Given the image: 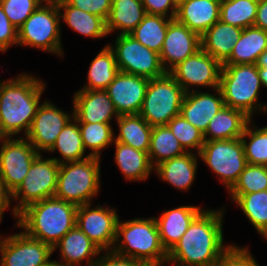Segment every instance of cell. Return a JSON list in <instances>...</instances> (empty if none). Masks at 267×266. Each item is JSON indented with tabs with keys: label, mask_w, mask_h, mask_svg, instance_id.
I'll return each instance as SVG.
<instances>
[{
	"label": "cell",
	"mask_w": 267,
	"mask_h": 266,
	"mask_svg": "<svg viewBox=\"0 0 267 266\" xmlns=\"http://www.w3.org/2000/svg\"><path fill=\"white\" fill-rule=\"evenodd\" d=\"M224 210H203L168 252L173 266H214L233 247L223 243Z\"/></svg>",
	"instance_id": "cell-1"
},
{
	"label": "cell",
	"mask_w": 267,
	"mask_h": 266,
	"mask_svg": "<svg viewBox=\"0 0 267 266\" xmlns=\"http://www.w3.org/2000/svg\"><path fill=\"white\" fill-rule=\"evenodd\" d=\"M44 89L42 80L27 73L0 82V137L28 133Z\"/></svg>",
	"instance_id": "cell-2"
},
{
	"label": "cell",
	"mask_w": 267,
	"mask_h": 266,
	"mask_svg": "<svg viewBox=\"0 0 267 266\" xmlns=\"http://www.w3.org/2000/svg\"><path fill=\"white\" fill-rule=\"evenodd\" d=\"M77 205L56 197L34 202L19 212L17 226L31 238L54 246L76 225Z\"/></svg>",
	"instance_id": "cell-3"
},
{
	"label": "cell",
	"mask_w": 267,
	"mask_h": 266,
	"mask_svg": "<svg viewBox=\"0 0 267 266\" xmlns=\"http://www.w3.org/2000/svg\"><path fill=\"white\" fill-rule=\"evenodd\" d=\"M111 251L148 266H166L164 264L168 260V253L160 241L155 217L118 221L116 238Z\"/></svg>",
	"instance_id": "cell-4"
},
{
	"label": "cell",
	"mask_w": 267,
	"mask_h": 266,
	"mask_svg": "<svg viewBox=\"0 0 267 266\" xmlns=\"http://www.w3.org/2000/svg\"><path fill=\"white\" fill-rule=\"evenodd\" d=\"M261 86L255 64H223L219 88L226 106L243 111L251 119L256 110L267 112L266 104L257 103Z\"/></svg>",
	"instance_id": "cell-5"
},
{
	"label": "cell",
	"mask_w": 267,
	"mask_h": 266,
	"mask_svg": "<svg viewBox=\"0 0 267 266\" xmlns=\"http://www.w3.org/2000/svg\"><path fill=\"white\" fill-rule=\"evenodd\" d=\"M100 189V158L60 164L54 197L77 206L89 204Z\"/></svg>",
	"instance_id": "cell-6"
},
{
	"label": "cell",
	"mask_w": 267,
	"mask_h": 266,
	"mask_svg": "<svg viewBox=\"0 0 267 266\" xmlns=\"http://www.w3.org/2000/svg\"><path fill=\"white\" fill-rule=\"evenodd\" d=\"M185 91L173 76L164 75L149 80L139 115L151 126H166L180 114Z\"/></svg>",
	"instance_id": "cell-7"
},
{
	"label": "cell",
	"mask_w": 267,
	"mask_h": 266,
	"mask_svg": "<svg viewBox=\"0 0 267 266\" xmlns=\"http://www.w3.org/2000/svg\"><path fill=\"white\" fill-rule=\"evenodd\" d=\"M61 21L57 4L42 3L17 29V45L38 48L61 56Z\"/></svg>",
	"instance_id": "cell-8"
},
{
	"label": "cell",
	"mask_w": 267,
	"mask_h": 266,
	"mask_svg": "<svg viewBox=\"0 0 267 266\" xmlns=\"http://www.w3.org/2000/svg\"><path fill=\"white\" fill-rule=\"evenodd\" d=\"M59 167L53 158L43 159L41 153L34 159L24 180L12 193V200H19L12 210L14 218L28 205L54 197Z\"/></svg>",
	"instance_id": "cell-9"
},
{
	"label": "cell",
	"mask_w": 267,
	"mask_h": 266,
	"mask_svg": "<svg viewBox=\"0 0 267 266\" xmlns=\"http://www.w3.org/2000/svg\"><path fill=\"white\" fill-rule=\"evenodd\" d=\"M199 158L218 175L228 191L247 165L241 138L205 141Z\"/></svg>",
	"instance_id": "cell-10"
},
{
	"label": "cell",
	"mask_w": 267,
	"mask_h": 266,
	"mask_svg": "<svg viewBox=\"0 0 267 266\" xmlns=\"http://www.w3.org/2000/svg\"><path fill=\"white\" fill-rule=\"evenodd\" d=\"M109 47L114 51L119 71L144 77L157 78L166 73L160 54L150 50L131 35H118Z\"/></svg>",
	"instance_id": "cell-11"
},
{
	"label": "cell",
	"mask_w": 267,
	"mask_h": 266,
	"mask_svg": "<svg viewBox=\"0 0 267 266\" xmlns=\"http://www.w3.org/2000/svg\"><path fill=\"white\" fill-rule=\"evenodd\" d=\"M53 247L29 237L24 232L0 235V266H54L50 260Z\"/></svg>",
	"instance_id": "cell-12"
},
{
	"label": "cell",
	"mask_w": 267,
	"mask_h": 266,
	"mask_svg": "<svg viewBox=\"0 0 267 266\" xmlns=\"http://www.w3.org/2000/svg\"><path fill=\"white\" fill-rule=\"evenodd\" d=\"M0 177L13 193L27 175L34 159L40 154L24 137H0Z\"/></svg>",
	"instance_id": "cell-13"
},
{
	"label": "cell",
	"mask_w": 267,
	"mask_h": 266,
	"mask_svg": "<svg viewBox=\"0 0 267 266\" xmlns=\"http://www.w3.org/2000/svg\"><path fill=\"white\" fill-rule=\"evenodd\" d=\"M119 221L118 214L113 208H91V203L80 205L76 211V225L102 251H111Z\"/></svg>",
	"instance_id": "cell-14"
},
{
	"label": "cell",
	"mask_w": 267,
	"mask_h": 266,
	"mask_svg": "<svg viewBox=\"0 0 267 266\" xmlns=\"http://www.w3.org/2000/svg\"><path fill=\"white\" fill-rule=\"evenodd\" d=\"M223 64L202 48L195 54L180 62L169 73L183 88L185 93L191 92V86L219 87Z\"/></svg>",
	"instance_id": "cell-15"
},
{
	"label": "cell",
	"mask_w": 267,
	"mask_h": 266,
	"mask_svg": "<svg viewBox=\"0 0 267 266\" xmlns=\"http://www.w3.org/2000/svg\"><path fill=\"white\" fill-rule=\"evenodd\" d=\"M73 118L65 111L58 109L54 103L44 101L37 109L31 127L25 138L35 147L38 153L48 151L55 143L59 133Z\"/></svg>",
	"instance_id": "cell-16"
},
{
	"label": "cell",
	"mask_w": 267,
	"mask_h": 266,
	"mask_svg": "<svg viewBox=\"0 0 267 266\" xmlns=\"http://www.w3.org/2000/svg\"><path fill=\"white\" fill-rule=\"evenodd\" d=\"M201 49V36L176 19L169 22L160 52V61L166 72Z\"/></svg>",
	"instance_id": "cell-17"
},
{
	"label": "cell",
	"mask_w": 267,
	"mask_h": 266,
	"mask_svg": "<svg viewBox=\"0 0 267 266\" xmlns=\"http://www.w3.org/2000/svg\"><path fill=\"white\" fill-rule=\"evenodd\" d=\"M149 79L119 71L105 91L120 115L139 114Z\"/></svg>",
	"instance_id": "cell-18"
},
{
	"label": "cell",
	"mask_w": 267,
	"mask_h": 266,
	"mask_svg": "<svg viewBox=\"0 0 267 266\" xmlns=\"http://www.w3.org/2000/svg\"><path fill=\"white\" fill-rule=\"evenodd\" d=\"M73 118L78 123H110L117 120L114 104L105 90H78L73 97Z\"/></svg>",
	"instance_id": "cell-19"
},
{
	"label": "cell",
	"mask_w": 267,
	"mask_h": 266,
	"mask_svg": "<svg viewBox=\"0 0 267 266\" xmlns=\"http://www.w3.org/2000/svg\"><path fill=\"white\" fill-rule=\"evenodd\" d=\"M215 91L217 95L191 88V92L185 93L181 104L180 114L203 134L210 120L225 106L220 88Z\"/></svg>",
	"instance_id": "cell-20"
},
{
	"label": "cell",
	"mask_w": 267,
	"mask_h": 266,
	"mask_svg": "<svg viewBox=\"0 0 267 266\" xmlns=\"http://www.w3.org/2000/svg\"><path fill=\"white\" fill-rule=\"evenodd\" d=\"M57 248L60 250L59 256L62 261L53 260L54 266H77L81 265L84 259H87V266H90L97 260L99 253H102V250L77 225L53 246V251Z\"/></svg>",
	"instance_id": "cell-21"
},
{
	"label": "cell",
	"mask_w": 267,
	"mask_h": 266,
	"mask_svg": "<svg viewBox=\"0 0 267 266\" xmlns=\"http://www.w3.org/2000/svg\"><path fill=\"white\" fill-rule=\"evenodd\" d=\"M203 211L198 206H179L163 212L155 218L160 241L168 253L181 239L192 221Z\"/></svg>",
	"instance_id": "cell-22"
},
{
	"label": "cell",
	"mask_w": 267,
	"mask_h": 266,
	"mask_svg": "<svg viewBox=\"0 0 267 266\" xmlns=\"http://www.w3.org/2000/svg\"><path fill=\"white\" fill-rule=\"evenodd\" d=\"M221 0H186L177 8L175 19L202 36L219 21Z\"/></svg>",
	"instance_id": "cell-23"
},
{
	"label": "cell",
	"mask_w": 267,
	"mask_h": 266,
	"mask_svg": "<svg viewBox=\"0 0 267 266\" xmlns=\"http://www.w3.org/2000/svg\"><path fill=\"white\" fill-rule=\"evenodd\" d=\"M193 153L194 151L186 152L182 156L161 162L154 170L164 182L170 183L179 191L188 190L194 182L198 165L199 154Z\"/></svg>",
	"instance_id": "cell-24"
},
{
	"label": "cell",
	"mask_w": 267,
	"mask_h": 266,
	"mask_svg": "<svg viewBox=\"0 0 267 266\" xmlns=\"http://www.w3.org/2000/svg\"><path fill=\"white\" fill-rule=\"evenodd\" d=\"M243 29L217 21L201 36V48L222 64L230 57Z\"/></svg>",
	"instance_id": "cell-25"
},
{
	"label": "cell",
	"mask_w": 267,
	"mask_h": 266,
	"mask_svg": "<svg viewBox=\"0 0 267 266\" xmlns=\"http://www.w3.org/2000/svg\"><path fill=\"white\" fill-rule=\"evenodd\" d=\"M250 120L251 118L243 111L225 105L210 120L207 130L203 134L204 141L241 138Z\"/></svg>",
	"instance_id": "cell-26"
},
{
	"label": "cell",
	"mask_w": 267,
	"mask_h": 266,
	"mask_svg": "<svg viewBox=\"0 0 267 266\" xmlns=\"http://www.w3.org/2000/svg\"><path fill=\"white\" fill-rule=\"evenodd\" d=\"M115 162L125 179L129 181H144L154 167L151 164L149 154L137 150L129 145L114 140Z\"/></svg>",
	"instance_id": "cell-27"
},
{
	"label": "cell",
	"mask_w": 267,
	"mask_h": 266,
	"mask_svg": "<svg viewBox=\"0 0 267 266\" xmlns=\"http://www.w3.org/2000/svg\"><path fill=\"white\" fill-rule=\"evenodd\" d=\"M141 0H112V7L106 20L107 32L120 30L119 35H129L146 15Z\"/></svg>",
	"instance_id": "cell-28"
},
{
	"label": "cell",
	"mask_w": 267,
	"mask_h": 266,
	"mask_svg": "<svg viewBox=\"0 0 267 266\" xmlns=\"http://www.w3.org/2000/svg\"><path fill=\"white\" fill-rule=\"evenodd\" d=\"M267 49V31L256 26L243 29L230 57L223 64H255Z\"/></svg>",
	"instance_id": "cell-29"
},
{
	"label": "cell",
	"mask_w": 267,
	"mask_h": 266,
	"mask_svg": "<svg viewBox=\"0 0 267 266\" xmlns=\"http://www.w3.org/2000/svg\"><path fill=\"white\" fill-rule=\"evenodd\" d=\"M57 5L63 21L79 34L95 39L109 35L104 18L73 7L66 1ZM62 10L64 13L61 12Z\"/></svg>",
	"instance_id": "cell-30"
},
{
	"label": "cell",
	"mask_w": 267,
	"mask_h": 266,
	"mask_svg": "<svg viewBox=\"0 0 267 266\" xmlns=\"http://www.w3.org/2000/svg\"><path fill=\"white\" fill-rule=\"evenodd\" d=\"M115 141L148 153L152 128L139 114L120 115Z\"/></svg>",
	"instance_id": "cell-31"
},
{
	"label": "cell",
	"mask_w": 267,
	"mask_h": 266,
	"mask_svg": "<svg viewBox=\"0 0 267 266\" xmlns=\"http://www.w3.org/2000/svg\"><path fill=\"white\" fill-rule=\"evenodd\" d=\"M59 151L62 159L53 158L59 164L82 161L89 157L86 156L85 148L82 141V136L78 122L72 118L59 133L55 143L47 152Z\"/></svg>",
	"instance_id": "cell-32"
},
{
	"label": "cell",
	"mask_w": 267,
	"mask_h": 266,
	"mask_svg": "<svg viewBox=\"0 0 267 266\" xmlns=\"http://www.w3.org/2000/svg\"><path fill=\"white\" fill-rule=\"evenodd\" d=\"M118 72L114 51L107 44L92 60L88 71V82L81 89L105 90Z\"/></svg>",
	"instance_id": "cell-33"
},
{
	"label": "cell",
	"mask_w": 267,
	"mask_h": 266,
	"mask_svg": "<svg viewBox=\"0 0 267 266\" xmlns=\"http://www.w3.org/2000/svg\"><path fill=\"white\" fill-rule=\"evenodd\" d=\"M186 152L167 126L152 128L148 154L154 168L161 162L182 156Z\"/></svg>",
	"instance_id": "cell-34"
},
{
	"label": "cell",
	"mask_w": 267,
	"mask_h": 266,
	"mask_svg": "<svg viewBox=\"0 0 267 266\" xmlns=\"http://www.w3.org/2000/svg\"><path fill=\"white\" fill-rule=\"evenodd\" d=\"M171 20V18L160 15L146 14L129 35L150 50L160 54Z\"/></svg>",
	"instance_id": "cell-35"
},
{
	"label": "cell",
	"mask_w": 267,
	"mask_h": 266,
	"mask_svg": "<svg viewBox=\"0 0 267 266\" xmlns=\"http://www.w3.org/2000/svg\"><path fill=\"white\" fill-rule=\"evenodd\" d=\"M257 232H267V190L249 194H230Z\"/></svg>",
	"instance_id": "cell-36"
},
{
	"label": "cell",
	"mask_w": 267,
	"mask_h": 266,
	"mask_svg": "<svg viewBox=\"0 0 267 266\" xmlns=\"http://www.w3.org/2000/svg\"><path fill=\"white\" fill-rule=\"evenodd\" d=\"M258 0H221L219 20L245 29L254 26Z\"/></svg>",
	"instance_id": "cell-37"
},
{
	"label": "cell",
	"mask_w": 267,
	"mask_h": 266,
	"mask_svg": "<svg viewBox=\"0 0 267 266\" xmlns=\"http://www.w3.org/2000/svg\"><path fill=\"white\" fill-rule=\"evenodd\" d=\"M251 122L252 119L241 136L247 164L267 166V126L258 129ZM248 137L249 142L246 141Z\"/></svg>",
	"instance_id": "cell-38"
},
{
	"label": "cell",
	"mask_w": 267,
	"mask_h": 266,
	"mask_svg": "<svg viewBox=\"0 0 267 266\" xmlns=\"http://www.w3.org/2000/svg\"><path fill=\"white\" fill-rule=\"evenodd\" d=\"M85 150L89 148L91 157L101 156L102 149L107 148L115 140L110 123H78Z\"/></svg>",
	"instance_id": "cell-39"
},
{
	"label": "cell",
	"mask_w": 267,
	"mask_h": 266,
	"mask_svg": "<svg viewBox=\"0 0 267 266\" xmlns=\"http://www.w3.org/2000/svg\"><path fill=\"white\" fill-rule=\"evenodd\" d=\"M166 126L185 151L192 152L194 149L199 154L205 141L203 133L198 128L190 124L181 114L172 118Z\"/></svg>",
	"instance_id": "cell-40"
},
{
	"label": "cell",
	"mask_w": 267,
	"mask_h": 266,
	"mask_svg": "<svg viewBox=\"0 0 267 266\" xmlns=\"http://www.w3.org/2000/svg\"><path fill=\"white\" fill-rule=\"evenodd\" d=\"M267 190V166L247 164L230 194H249Z\"/></svg>",
	"instance_id": "cell-41"
},
{
	"label": "cell",
	"mask_w": 267,
	"mask_h": 266,
	"mask_svg": "<svg viewBox=\"0 0 267 266\" xmlns=\"http://www.w3.org/2000/svg\"><path fill=\"white\" fill-rule=\"evenodd\" d=\"M9 21L18 29L42 4L41 0H0Z\"/></svg>",
	"instance_id": "cell-42"
},
{
	"label": "cell",
	"mask_w": 267,
	"mask_h": 266,
	"mask_svg": "<svg viewBox=\"0 0 267 266\" xmlns=\"http://www.w3.org/2000/svg\"><path fill=\"white\" fill-rule=\"evenodd\" d=\"M69 5L76 7L82 11L97 15L108 19L112 0H65Z\"/></svg>",
	"instance_id": "cell-43"
},
{
	"label": "cell",
	"mask_w": 267,
	"mask_h": 266,
	"mask_svg": "<svg viewBox=\"0 0 267 266\" xmlns=\"http://www.w3.org/2000/svg\"><path fill=\"white\" fill-rule=\"evenodd\" d=\"M17 28L9 21L0 4V52H5L10 46L17 45Z\"/></svg>",
	"instance_id": "cell-44"
},
{
	"label": "cell",
	"mask_w": 267,
	"mask_h": 266,
	"mask_svg": "<svg viewBox=\"0 0 267 266\" xmlns=\"http://www.w3.org/2000/svg\"><path fill=\"white\" fill-rule=\"evenodd\" d=\"M147 14L175 19L177 7L172 0H141ZM171 9V11H169ZM170 12V14L168 13Z\"/></svg>",
	"instance_id": "cell-45"
},
{
	"label": "cell",
	"mask_w": 267,
	"mask_h": 266,
	"mask_svg": "<svg viewBox=\"0 0 267 266\" xmlns=\"http://www.w3.org/2000/svg\"><path fill=\"white\" fill-rule=\"evenodd\" d=\"M90 266H148L138 260L123 257L112 251H106L104 256L97 258Z\"/></svg>",
	"instance_id": "cell-46"
},
{
	"label": "cell",
	"mask_w": 267,
	"mask_h": 266,
	"mask_svg": "<svg viewBox=\"0 0 267 266\" xmlns=\"http://www.w3.org/2000/svg\"><path fill=\"white\" fill-rule=\"evenodd\" d=\"M254 26L267 31V0H258Z\"/></svg>",
	"instance_id": "cell-47"
},
{
	"label": "cell",
	"mask_w": 267,
	"mask_h": 266,
	"mask_svg": "<svg viewBox=\"0 0 267 266\" xmlns=\"http://www.w3.org/2000/svg\"><path fill=\"white\" fill-rule=\"evenodd\" d=\"M12 192L6 187L4 181L0 177V222L6 209L12 201Z\"/></svg>",
	"instance_id": "cell-48"
},
{
	"label": "cell",
	"mask_w": 267,
	"mask_h": 266,
	"mask_svg": "<svg viewBox=\"0 0 267 266\" xmlns=\"http://www.w3.org/2000/svg\"><path fill=\"white\" fill-rule=\"evenodd\" d=\"M214 266H239V246L233 245L228 254Z\"/></svg>",
	"instance_id": "cell-49"
},
{
	"label": "cell",
	"mask_w": 267,
	"mask_h": 266,
	"mask_svg": "<svg viewBox=\"0 0 267 266\" xmlns=\"http://www.w3.org/2000/svg\"><path fill=\"white\" fill-rule=\"evenodd\" d=\"M239 266H259L248 247H239Z\"/></svg>",
	"instance_id": "cell-50"
},
{
	"label": "cell",
	"mask_w": 267,
	"mask_h": 266,
	"mask_svg": "<svg viewBox=\"0 0 267 266\" xmlns=\"http://www.w3.org/2000/svg\"><path fill=\"white\" fill-rule=\"evenodd\" d=\"M262 85L267 88V66H256Z\"/></svg>",
	"instance_id": "cell-51"
},
{
	"label": "cell",
	"mask_w": 267,
	"mask_h": 266,
	"mask_svg": "<svg viewBox=\"0 0 267 266\" xmlns=\"http://www.w3.org/2000/svg\"><path fill=\"white\" fill-rule=\"evenodd\" d=\"M256 66H267V49L262 52V54L258 57Z\"/></svg>",
	"instance_id": "cell-52"
},
{
	"label": "cell",
	"mask_w": 267,
	"mask_h": 266,
	"mask_svg": "<svg viewBox=\"0 0 267 266\" xmlns=\"http://www.w3.org/2000/svg\"><path fill=\"white\" fill-rule=\"evenodd\" d=\"M63 1H65V0H41V2H45V3H47V4H58V3H60V2H63Z\"/></svg>",
	"instance_id": "cell-53"
},
{
	"label": "cell",
	"mask_w": 267,
	"mask_h": 266,
	"mask_svg": "<svg viewBox=\"0 0 267 266\" xmlns=\"http://www.w3.org/2000/svg\"><path fill=\"white\" fill-rule=\"evenodd\" d=\"M186 0H172L174 5L178 8L181 4H183Z\"/></svg>",
	"instance_id": "cell-54"
},
{
	"label": "cell",
	"mask_w": 267,
	"mask_h": 266,
	"mask_svg": "<svg viewBox=\"0 0 267 266\" xmlns=\"http://www.w3.org/2000/svg\"><path fill=\"white\" fill-rule=\"evenodd\" d=\"M263 238L267 239V232L263 235Z\"/></svg>",
	"instance_id": "cell-55"
}]
</instances>
